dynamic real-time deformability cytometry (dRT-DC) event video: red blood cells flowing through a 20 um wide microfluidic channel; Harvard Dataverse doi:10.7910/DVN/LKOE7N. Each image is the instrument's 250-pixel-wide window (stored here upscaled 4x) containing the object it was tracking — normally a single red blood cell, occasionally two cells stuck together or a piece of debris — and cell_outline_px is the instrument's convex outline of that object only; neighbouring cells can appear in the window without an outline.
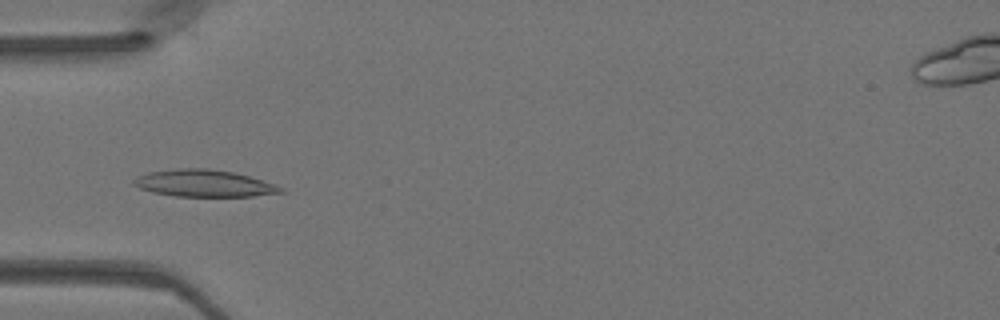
{"species": "Egyptian fruit bat (a non-hibernating species)", "species_latin": "Rousettus aegyptiacus", "temperature_condition": "warm", "stored_images_in_passage": 43, "camera_frame_rate_fps": 3000, "um_per_image_px": 0.085, "animal": {"sex": "female"}, "frame": {"image": 1, "passage_image": 10, "time_ms": 3.0, "image_size_px": [1000, 320], "cell_outline_px": [[288, 192], [252, 196], [176, 196], [152, 192], [140, 188], [132, 184], [132, 180], [136, 176], [148, 172], [176, 168], [208, 168], [232, 172], [248, 176], [276, 184], [284, 188]], "centroid_in_image_um": [17.34, 15.58], "position_along_channel_um": 67.7, "area_um2": 23.24}}
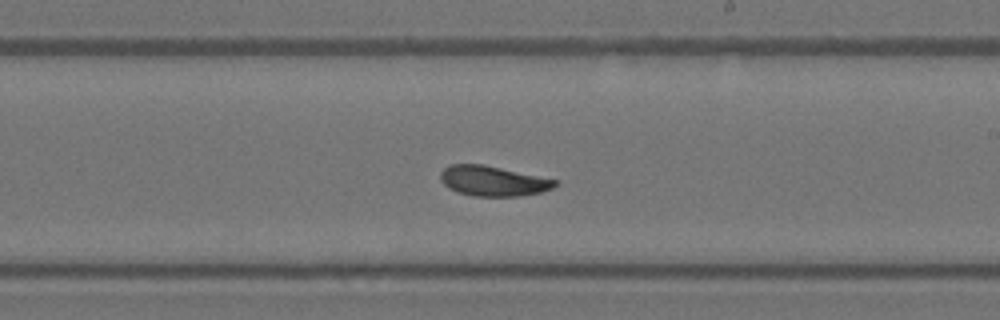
{"frame": {"image": 2, "passage_image": 23, "time_ms": 7.333, "image_size_px": [1000, 320], "cell_outline_px": [[560, 180], [552, 188], [540, 192], [520, 196], [472, 196], [456, 192], [448, 188], [440, 180], [440, 172], [448, 164], [484, 164]], "centroid_in_image_um": [41.89, 15.37], "position_along_channel_um": 247.1, "area_um2": 20.35}}
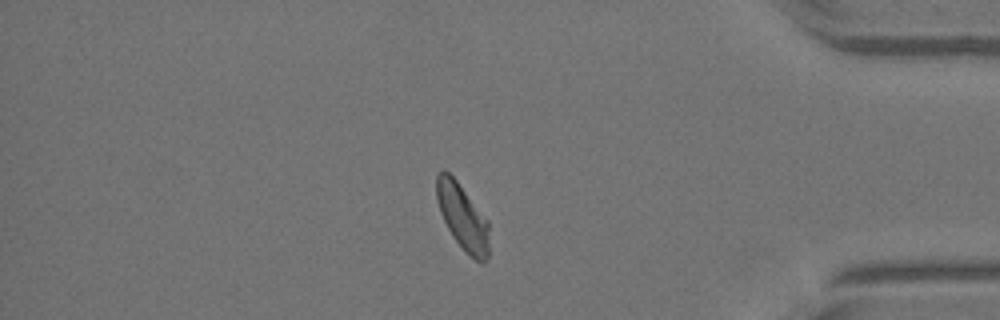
{"frame": {"image": 3, "passage_image": 36, "time_ms": 11.667, "image_size_px": [1000, 320], "cell_outline_px": [[488, 256], [484, 260], [476, 260], [468, 256], [464, 252], [452, 236], [440, 212], [436, 200], [436, 176], [444, 168], [456, 180], [488, 220]], "centroid_in_image_um": [39.29, 18.43], "position_along_channel_um": 395.9, "area_um2": 20.0}}